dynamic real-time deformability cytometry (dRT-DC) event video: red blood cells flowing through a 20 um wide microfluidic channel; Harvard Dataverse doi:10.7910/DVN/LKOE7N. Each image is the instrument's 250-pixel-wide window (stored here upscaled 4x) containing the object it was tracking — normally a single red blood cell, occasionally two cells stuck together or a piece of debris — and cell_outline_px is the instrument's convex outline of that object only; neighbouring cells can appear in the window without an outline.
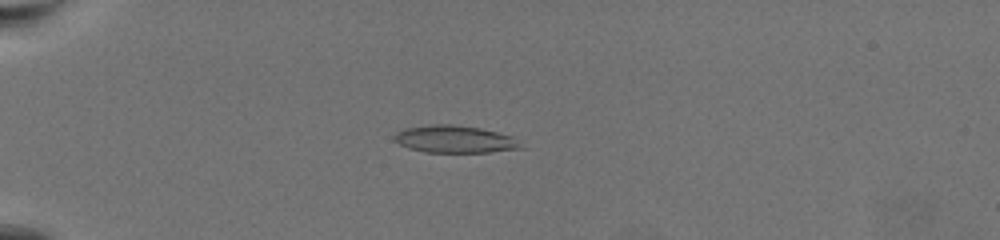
{"species": "common noctule bat (a hibernating species)", "species_latin": "Nyctalus noctula", "temperature_condition": "warm", "stored_images_in_passage": 49, "camera_frame_rate_fps": 3000, "um_per_image_px": 0.085, "animal": {"sex": "female", "body_mass_g": 19.5, "forearm_length_mm": 54.1}, "frame": {"image": 1, "passage_image": 20, "time_ms": 6.333, "image_size_px": [1000, 240], "cell_outline_px": [[524, 148], [488, 152], [424, 152], [408, 148], [392, 140], [392, 136], [396, 132], [404, 128], [436, 124], [452, 124], [480, 128], [512, 136]], "centroid_in_image_um": [38.6, 11.83], "position_along_channel_um": 46.4, "area_um2": 20.11}}
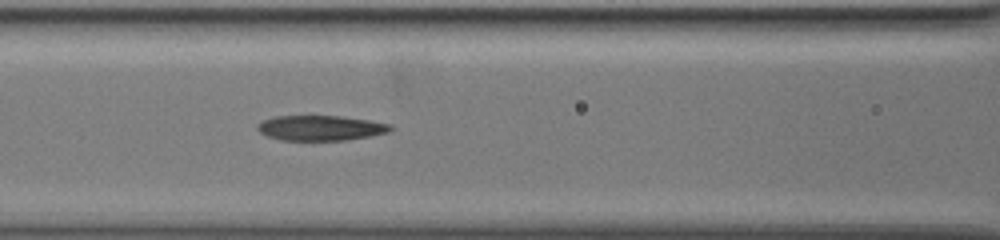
{"frame": {"image": 2, "passage_image": 32, "time_ms": 10.333, "image_size_px": [1000, 240], "cell_outline_px": [[396, 128], [388, 132], [368, 136], [344, 140], [280, 140], [268, 136], [260, 132], [256, 128], [256, 124], [272, 116], [340, 116], [368, 120], [392, 124]], "centroid_in_image_um": [27.25, 10.87], "position_along_channel_um": 139.4, "area_um2": 19.48}}
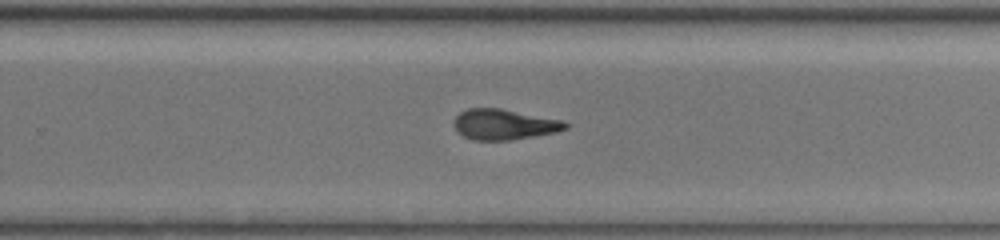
{"frame": {"image": 3, "passage_image": 45, "time_ms": 14.667, "image_size_px": [1000, 240], "cell_outline_px": [[572, 124], [568, 128], [556, 132], [536, 136], [508, 140], [472, 140], [456, 132], [452, 124], [456, 116], [460, 112], [468, 108], [500, 108], [564, 120]], "centroid_in_image_um": [42.87, 10.57], "position_along_channel_um": 286.9, "area_um2": 20.17}}